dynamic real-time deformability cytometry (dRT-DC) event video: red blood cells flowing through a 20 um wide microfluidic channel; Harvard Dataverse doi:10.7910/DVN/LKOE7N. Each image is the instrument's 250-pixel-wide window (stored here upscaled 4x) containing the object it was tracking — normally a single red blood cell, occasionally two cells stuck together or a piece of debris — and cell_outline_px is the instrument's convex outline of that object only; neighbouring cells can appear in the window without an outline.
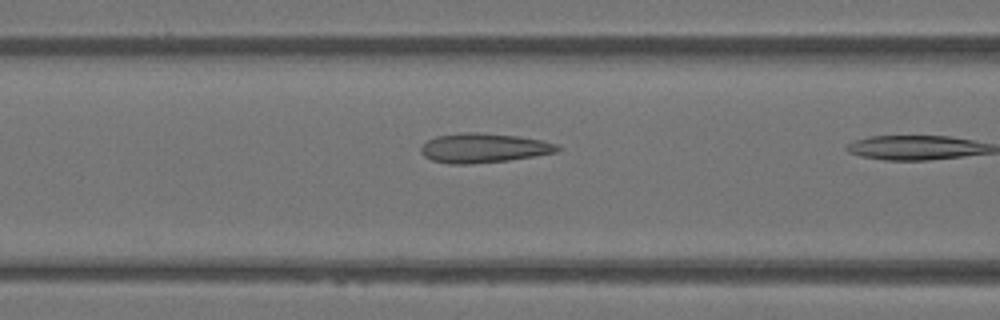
{"species": "Egyptian fruit bat (a non-hibernating species)", "species_latin": "Rousettus aegyptiacus", "temperature_condition": "warm", "stored_images_in_passage": 9, "camera_frame_rate_fps": 3000, "um_per_image_px": 0.085, "animal": {"sex": "female"}, "frame": {"image": 1, "passage_image": 8, "time_ms": 2.333, "image_size_px": [1000, 320], "cell_outline_px": [[564, 148], [556, 152], [536, 156], [508, 160], [472, 164], [448, 164], [432, 160], [424, 156], [420, 152], [420, 148], [428, 140], [436, 136], [460, 132], [480, 132], [516, 136], [540, 140], [560, 144]], "centroid_in_image_um": [41.13, 12.58], "position_along_channel_um": 125.5, "area_um2": 23.64}}